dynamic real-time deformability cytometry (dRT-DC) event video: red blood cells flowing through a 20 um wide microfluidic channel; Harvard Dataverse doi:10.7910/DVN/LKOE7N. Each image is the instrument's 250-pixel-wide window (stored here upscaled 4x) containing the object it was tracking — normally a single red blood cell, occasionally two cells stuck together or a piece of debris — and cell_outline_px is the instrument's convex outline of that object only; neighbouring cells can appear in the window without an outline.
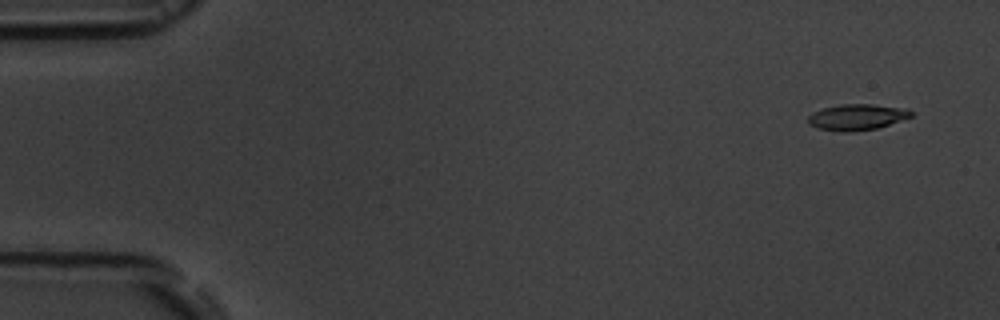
{"species": "common noctule bat (a hibernating species)", "species_latin": "Nyctalus noctula", "temperature_condition": "room temperature", "stored_images_in_passage": 5, "camera_frame_rate_fps": 3000, "um_per_image_px": 0.085, "animal": {"sex": "male", "body_mass_g": 19.5, "forearm_length_mm": 54.6}, "frame": {"image": 1, "passage_image": 1, "time_ms": 0.0, "image_size_px": [1000, 320], "cell_outline_px": [[912, 116], [876, 128], [848, 132], [844, 132], [816, 128], [808, 124], [808, 116], [812, 112], [824, 108], [840, 104], [872, 104], [908, 108], [912, 112]], "centroid_in_image_um": [72.81, 9.94], "position_along_channel_um": 12.2, "area_um2": 15.55}}
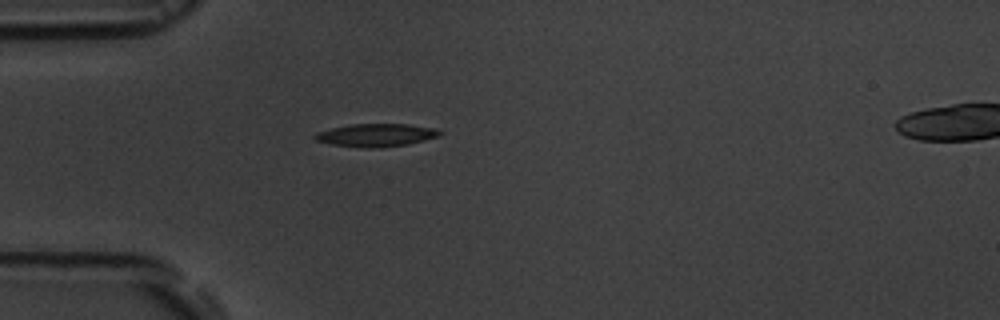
{"frame": {"image": 2, "passage_image": 5, "time_ms": 4.333, "image_size_px": [1000, 320], "cell_outline_px": [[444, 132], [440, 136], [408, 144], [376, 148], [364, 148], [332, 144], [316, 140], [312, 136], [316, 132], [332, 128], [352, 124], [408, 124], [432, 128]], "centroid_in_image_um": [31.97, 11.48], "position_along_channel_um": 53.0, "area_um2": 16.59}}